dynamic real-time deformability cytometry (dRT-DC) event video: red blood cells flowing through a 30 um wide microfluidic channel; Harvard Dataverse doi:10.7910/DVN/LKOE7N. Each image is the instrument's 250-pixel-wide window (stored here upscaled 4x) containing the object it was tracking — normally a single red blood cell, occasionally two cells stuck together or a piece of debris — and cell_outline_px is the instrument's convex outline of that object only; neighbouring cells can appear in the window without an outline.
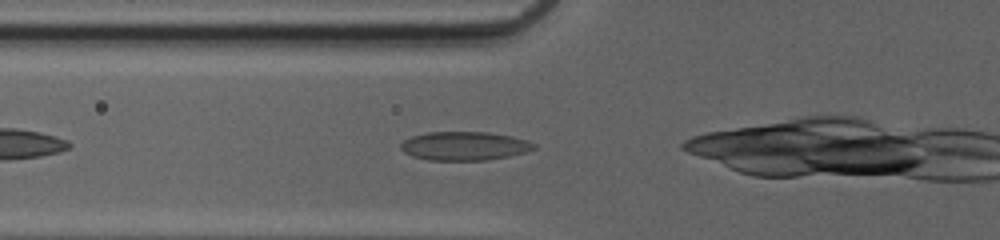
{"species": "common noctule bat (a hibernating species)", "species_latin": "Nyctalus noctula", "temperature_condition": "cold", "stored_images_in_passage": 24, "camera_frame_rate_fps": 3000, "um_per_image_px": 0.085, "animal": {"sex": "female", "body_mass_g": 20.0, "forearm_length_mm": 54.0}, "frame": {"image": 1, "passage_image": 2, "time_ms": 0.333, "image_size_px": [1000, 240], "cell_outline_px": [[536, 148], [524, 152], [508, 156], [488, 160], [428, 160], [412, 156], [404, 152], [400, 148], [400, 144], [404, 140], [412, 136], [428, 132], [488, 132], [512, 136], [528, 140], [536, 144]], "centroid_in_image_um": [39.47, 12.4], "position_along_channel_um": 86.3, "area_um2": 22.31}}
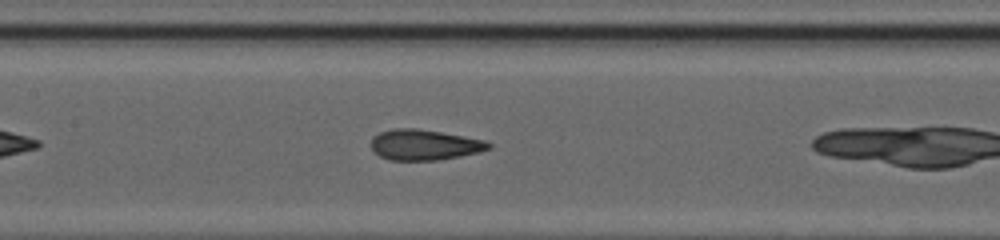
{"frame": {"image": 2, "passage_image": 8, "time_ms": 2.333, "image_size_px": [1000, 240], "cell_outline_px": [[492, 148], [480, 152], [460, 156], [436, 160], [388, 160], [380, 156], [372, 148], [372, 140], [380, 132], [392, 128], [416, 128], [440, 132], [484, 140], [492, 144]], "centroid_in_image_um": [36.09, 12.31], "position_along_channel_um": 171.3, "area_um2": 20.75}}
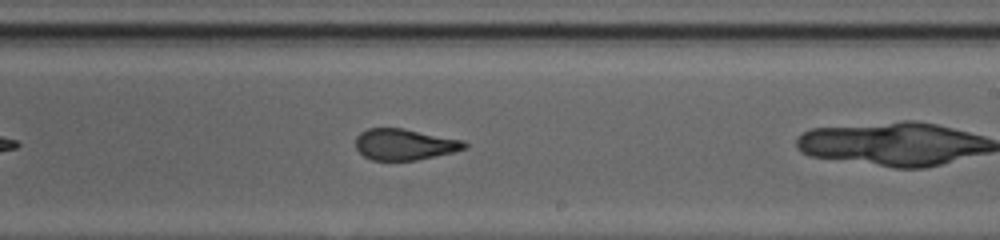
{"frame": {"image": 3, "passage_image": 14, "time_ms": 4.333, "image_size_px": [1000, 240], "cell_outline_px": [[468, 144], [464, 148], [452, 152], [416, 160], [372, 160], [364, 156], [356, 148], [356, 136], [360, 132], [368, 128], [404, 128], [464, 140]], "centroid_in_image_um": [34.37, 12.26], "position_along_channel_um": 254.6, "area_um2": 19.71}}